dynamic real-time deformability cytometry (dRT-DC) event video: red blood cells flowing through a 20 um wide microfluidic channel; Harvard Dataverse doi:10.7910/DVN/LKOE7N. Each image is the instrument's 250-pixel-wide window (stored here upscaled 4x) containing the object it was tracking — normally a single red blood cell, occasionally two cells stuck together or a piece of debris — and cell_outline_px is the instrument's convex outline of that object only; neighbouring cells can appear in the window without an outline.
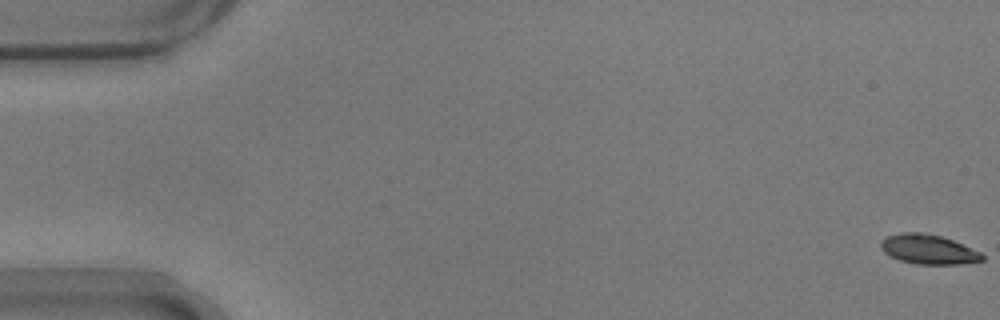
{"species": "common noctule bat (a hibernating species)", "species_latin": "Nyctalus noctula", "temperature_condition": "warm", "stored_images_in_passage": 19, "camera_frame_rate_fps": 3000, "um_per_image_px": 0.085, "animal": {"sex": "male", "body_mass_g": 17.9}, "frame": {"image": 1, "passage_image": 1, "time_ms": 0.0, "image_size_px": [1000, 320], "cell_outline_px": [[984, 260], [960, 264], [916, 264], [900, 260], [884, 252], [880, 248], [880, 240], [888, 236], [900, 232], [924, 232], [940, 236], [952, 240], [980, 252], [984, 256]], "centroid_in_image_um": [78.88, 21.19], "position_along_channel_um": 6.1, "area_um2": 17.4}}
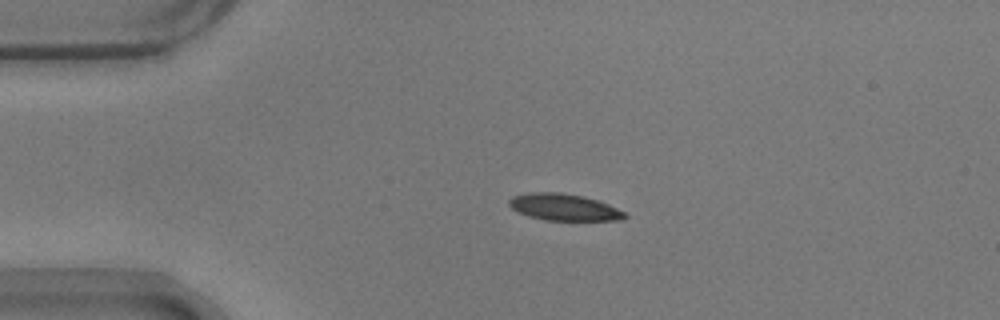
{"frame": {"image": 2, "passage_image": 13, "time_ms": 4.0, "image_size_px": [1000, 320], "cell_outline_px": [[628, 216], [620, 220], [544, 220], [528, 216], [512, 208], [508, 204], [508, 200], [512, 196], [528, 192], [560, 192], [584, 196], [600, 200], [624, 212]], "centroid_in_image_um": [47.92, 17.6], "position_along_channel_um": 37.1, "area_um2": 18.09}}